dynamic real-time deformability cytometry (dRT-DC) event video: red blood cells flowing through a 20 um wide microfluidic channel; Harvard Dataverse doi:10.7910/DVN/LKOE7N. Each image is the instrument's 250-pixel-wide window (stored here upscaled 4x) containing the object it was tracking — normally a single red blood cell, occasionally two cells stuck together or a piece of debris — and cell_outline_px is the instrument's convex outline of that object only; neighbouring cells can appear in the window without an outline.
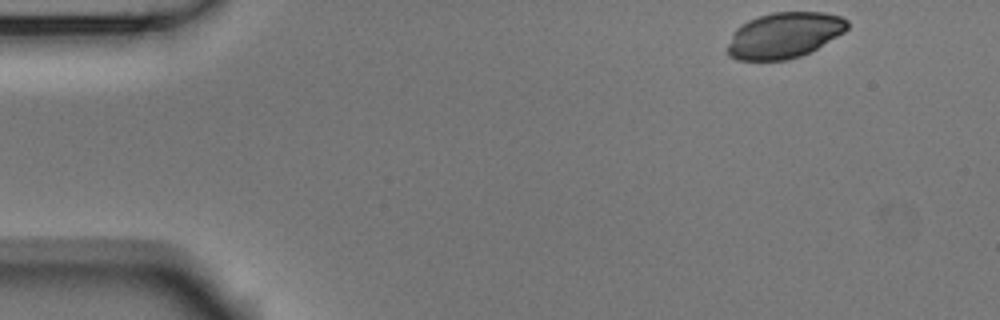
{"species": "Egyptian fruit bat (a non-hibernating species)", "species_latin": "Rousettus aegyptiacus", "temperature_condition": "room temperature", "stored_images_in_passage": 49, "camera_frame_rate_fps": 3000, "um_per_image_px": 0.085, "animal": {"sex": "male"}, "frame": {"image": 1, "passage_image": 1, "time_ms": 0.0, "image_size_px": [1000, 320], "cell_outline_px": [[848, 28], [844, 32], [816, 48], [800, 56], [784, 60], [736, 60], [728, 56], [728, 44], [732, 32], [740, 24], [748, 20], [772, 12], [824, 12], [840, 16], [848, 20]], "centroid_in_image_um": [66.63, 2.99], "position_along_channel_um": 18.4, "area_um2": 31.91}}
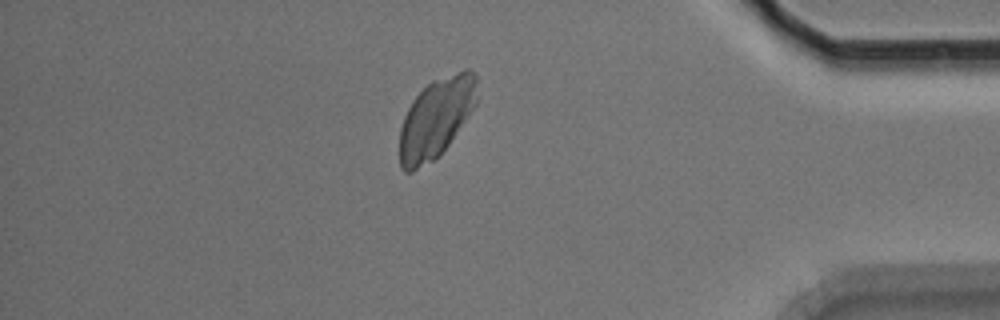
{"frame": {"image": 2, "passage_image": 42, "time_ms": 13.667, "image_size_px": [1000, 320], "cell_outline_px": [[476, 104], [440, 156], [412, 172], [404, 172], [400, 168], [400, 128], [404, 116], [412, 100], [432, 80], [464, 68], [468, 68], [476, 76]], "centroid_in_image_um": [37.05, 10.03], "position_along_channel_um": 398.2, "area_um2": 35.84}}